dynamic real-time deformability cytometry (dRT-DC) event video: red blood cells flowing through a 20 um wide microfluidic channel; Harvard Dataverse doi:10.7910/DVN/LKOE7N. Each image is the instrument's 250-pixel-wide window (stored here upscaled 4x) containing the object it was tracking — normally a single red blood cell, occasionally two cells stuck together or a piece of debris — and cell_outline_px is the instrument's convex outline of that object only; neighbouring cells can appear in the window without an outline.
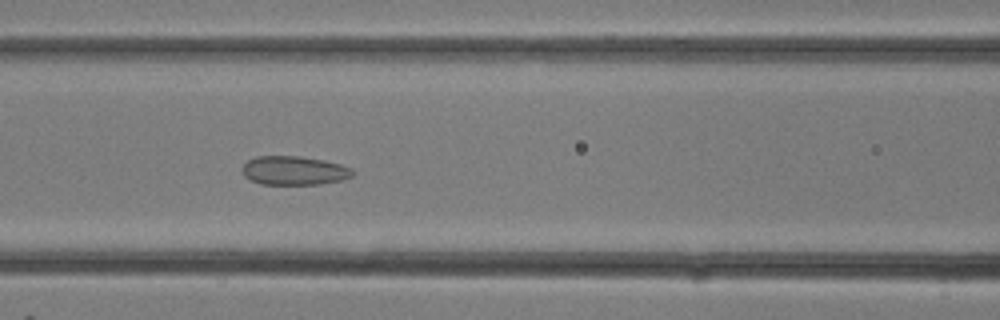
{"species": "common noctule bat (a hibernating species)", "species_latin": "Nyctalus noctula", "temperature_condition": "room temperature", "stored_images_in_passage": 30, "camera_frame_rate_fps": 3000, "um_per_image_px": 0.085, "animal": {"sex": "female"}, "frame": {"image": 1, "passage_image": 13, "time_ms": 4.0, "image_size_px": [1000, 320], "cell_outline_px": [[356, 172], [352, 176], [340, 180], [320, 184], [260, 184], [244, 176], [244, 164], [248, 160], [256, 156], [300, 156], [324, 160], [340, 164], [352, 168]], "centroid_in_image_um": [25.03, 14.49], "position_along_channel_um": 141.6, "area_um2": 18.5}}
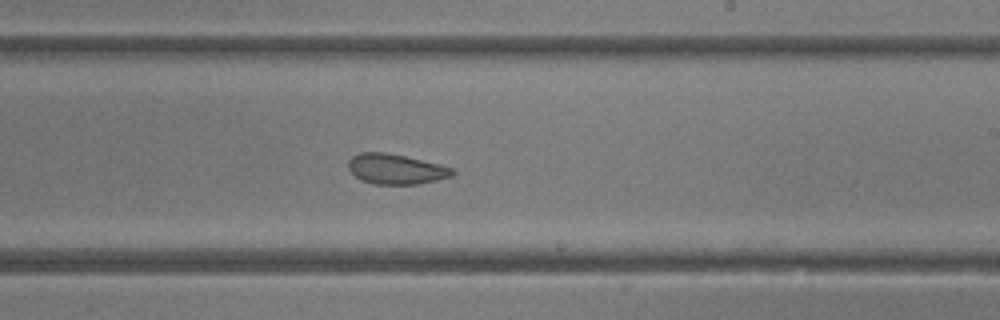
{"frame": {"image": 2, "passage_image": 18, "time_ms": 5.667, "image_size_px": [1000, 320], "cell_outline_px": [[456, 172], [452, 176], [436, 180], [416, 184], [372, 184], [360, 180], [348, 168], [348, 160], [352, 156], [360, 152], [384, 152], [404, 156], [440, 164], [452, 168]], "centroid_in_image_um": [33.63, 14.37], "position_along_channel_um": 255.4, "area_um2": 18.26}}
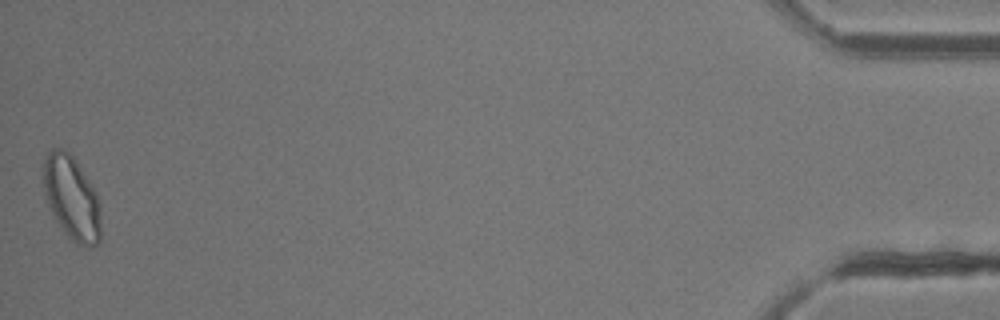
{"frame": {"image": 3, "passage_image": 30, "time_ms": 9.667, "image_size_px": [1000, 320], "cell_outline_px": [[100, 240], [96, 244], [88, 248], [76, 244], [64, 232], [52, 216], [44, 192], [44, 160], [48, 152], [52, 148], [64, 148], [72, 156], [96, 192], [100, 204]], "centroid_in_image_um": [6.09, 16.86], "position_along_channel_um": 429.1, "area_um2": 28.03}}